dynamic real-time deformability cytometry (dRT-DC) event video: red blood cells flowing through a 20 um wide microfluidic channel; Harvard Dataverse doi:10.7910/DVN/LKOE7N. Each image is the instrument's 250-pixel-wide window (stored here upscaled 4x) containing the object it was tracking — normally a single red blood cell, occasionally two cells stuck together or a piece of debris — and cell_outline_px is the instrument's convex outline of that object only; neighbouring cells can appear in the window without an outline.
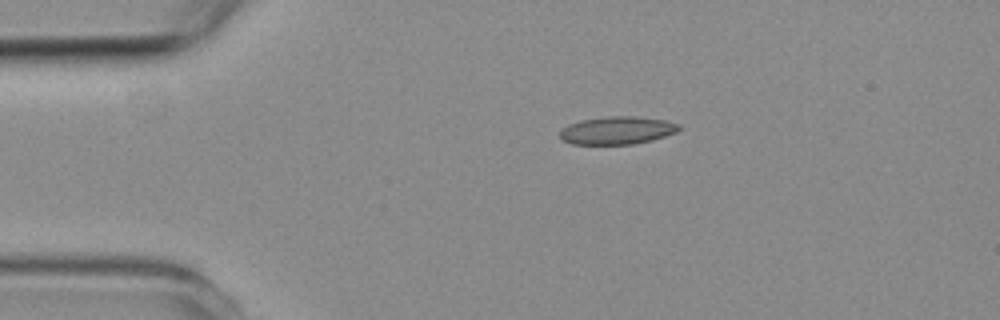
{"species": "common noctule bat (a hibernating species)", "species_latin": "Nyctalus noctula", "temperature_condition": "room temperature", "stored_images_in_passage": 2, "camera_frame_rate_fps": 3000, "um_per_image_px": 0.085, "animal": {"sex": "female", "body_mass_g": 19.3, "forearm_length_mm": 54.1}, "frame": {"image": 1, "passage_image": 1, "time_ms": 0.0, "image_size_px": [1000, 320], "cell_outline_px": [[680, 128], [676, 132], [652, 140], [632, 144], [572, 144], [560, 140], [560, 132], [568, 124], [580, 120], [608, 116], [636, 116], [664, 120], [680, 124]], "centroid_in_image_um": [52.44, 11.08], "position_along_channel_um": 32.6, "area_um2": 19.31}}